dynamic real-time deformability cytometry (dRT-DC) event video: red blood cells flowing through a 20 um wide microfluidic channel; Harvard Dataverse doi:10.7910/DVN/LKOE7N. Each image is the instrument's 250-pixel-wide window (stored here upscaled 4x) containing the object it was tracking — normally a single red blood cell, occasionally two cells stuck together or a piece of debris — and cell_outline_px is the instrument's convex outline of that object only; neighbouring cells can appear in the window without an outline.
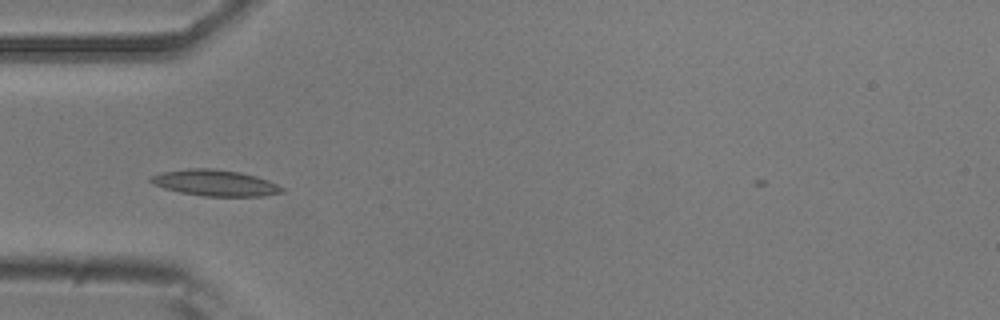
{"species": "common noctule bat (a hibernating species)", "species_latin": "Nyctalus noctula", "temperature_condition": "room temperature", "stored_images_in_passage": 35, "camera_frame_rate_fps": 3000, "um_per_image_px": 0.085, "animal": {"sex": "male", "body_mass_g": 20.5, "forearm_length_mm": 52.5}, "frame": {"image": 1, "passage_image": 1, "time_ms": 0.0, "image_size_px": [1000, 320], "cell_outline_px": [[284, 192], [264, 196], [204, 196], [180, 192], [164, 188], [152, 184], [148, 180], [152, 176], [160, 172], [188, 168], [212, 168], [240, 172], [256, 176], [268, 180], [284, 188]], "centroid_in_image_um": [18.27, 15.54], "position_along_channel_um": 66.7, "area_um2": 20.06}}
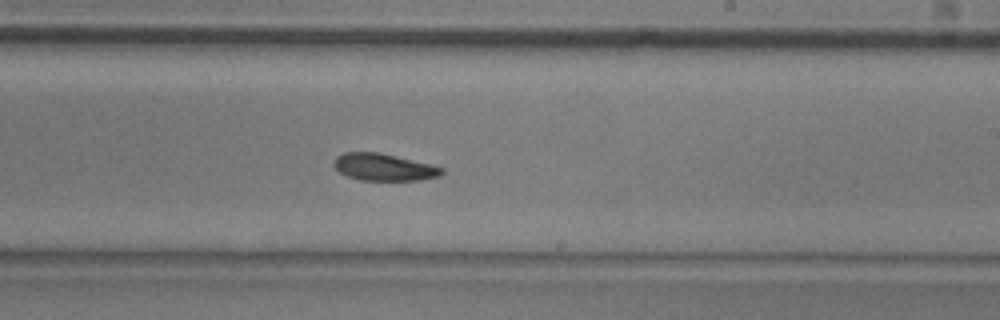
{"frame": {"image": 2, "passage_image": 16, "time_ms": 5.0, "image_size_px": [1000, 320], "cell_outline_px": [[444, 172], [440, 176], [420, 180], [360, 180], [348, 176], [340, 172], [332, 164], [332, 160], [336, 156], [344, 152], [376, 152], [432, 164], [444, 168]], "centroid_in_image_um": [32.62, 14.21], "position_along_channel_um": 256.4, "area_um2": 17.05}}
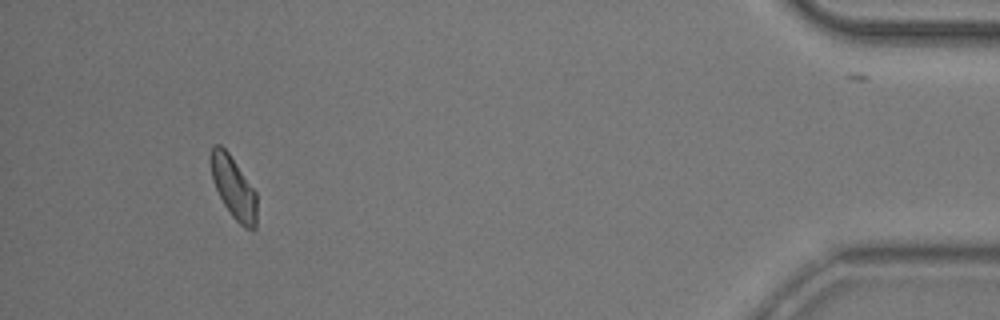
{"frame": {"image": 3, "passage_image": 34, "time_ms": 11.0, "image_size_px": [1000, 320], "cell_outline_px": [[256, 228], [252, 232], [244, 228], [232, 216], [224, 204], [212, 180], [208, 156], [212, 144], [220, 144], [228, 152], [256, 192]], "centroid_in_image_um": [19.82, 15.92], "position_along_channel_um": 415.4, "area_um2": 16.82}}